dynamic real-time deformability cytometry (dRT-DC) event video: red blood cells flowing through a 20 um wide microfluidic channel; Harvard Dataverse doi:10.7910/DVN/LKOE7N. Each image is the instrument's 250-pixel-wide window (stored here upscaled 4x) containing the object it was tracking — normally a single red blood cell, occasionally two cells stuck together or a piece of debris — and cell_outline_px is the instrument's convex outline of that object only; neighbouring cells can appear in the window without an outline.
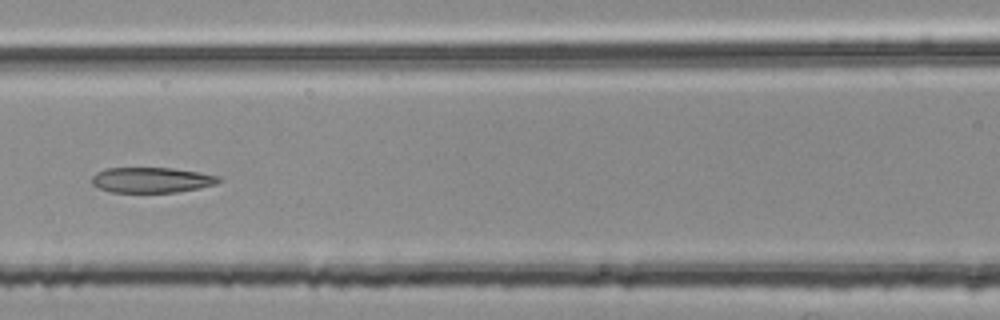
{"species": "common noctule bat (a hibernating species)", "species_latin": "Nyctalus noctula", "temperature_condition": "room temperature", "stored_images_in_passage": 51, "segment_of_instrument_passage": [2, 2], "camera_frame_rate_fps": 3000, "um_per_image_px": 0.085, "animal": {"sex": "female", "body_mass_g": 25.1}, "frame": {"image": 1, "passage_image": 23, "time_ms": 7.333, "image_size_px": [1000, 320], "cell_outline_px": [[224, 180], [216, 184], [200, 188], [176, 192], [112, 192], [96, 188], [92, 184], [92, 176], [96, 172], [104, 168], [172, 168], [200, 172], [220, 176]], "centroid_in_image_um": [12.9, 15.3], "position_along_channel_um": 153.7, "area_um2": 19.02}}
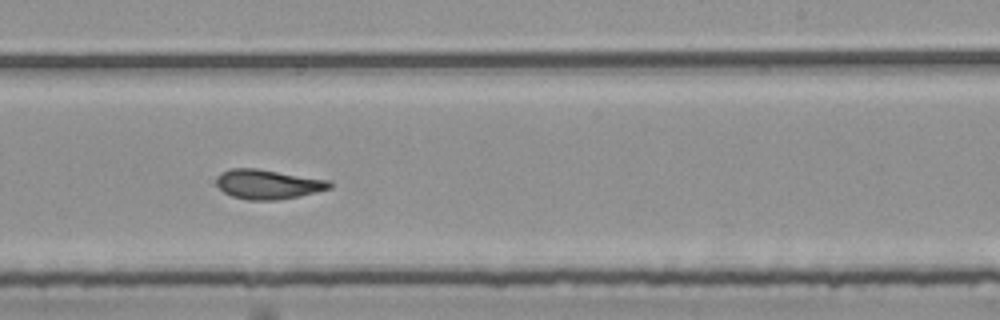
{"frame": {"image": 2, "passage_image": 32, "time_ms": 10.333, "image_size_px": [1000, 320], "cell_outline_px": [[332, 188], [316, 192], [276, 200], [248, 200], [232, 196], [224, 192], [216, 184], [216, 176], [220, 172], [232, 168], [256, 168], [328, 180], [332, 184]], "centroid_in_image_um": [22.73, 15.65], "position_along_channel_um": 266.3, "area_um2": 19.36}}
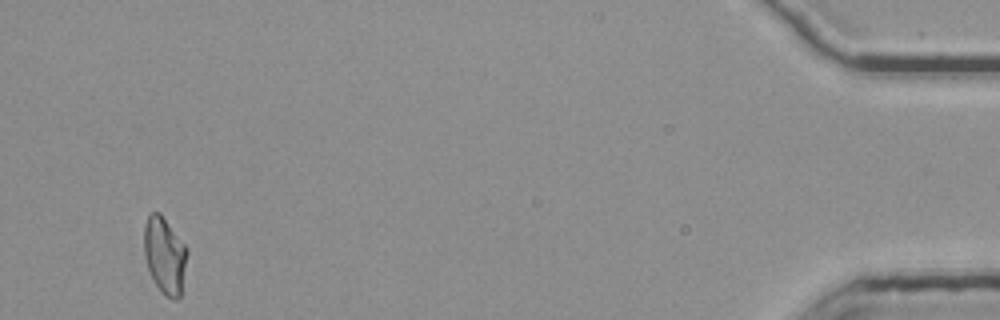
{"frame": {"image": 3, "passage_image": 51, "time_ms": 16.667, "image_size_px": [1000, 320], "cell_outline_px": [[188, 252], [180, 296], [176, 300], [172, 300], [164, 296], [156, 284], [148, 268], [144, 256], [144, 224], [148, 216], [152, 212], [160, 212], [188, 248]], "centroid_in_image_um": [14.0, 21.7], "position_along_channel_um": 421.2, "area_um2": 19.31}}